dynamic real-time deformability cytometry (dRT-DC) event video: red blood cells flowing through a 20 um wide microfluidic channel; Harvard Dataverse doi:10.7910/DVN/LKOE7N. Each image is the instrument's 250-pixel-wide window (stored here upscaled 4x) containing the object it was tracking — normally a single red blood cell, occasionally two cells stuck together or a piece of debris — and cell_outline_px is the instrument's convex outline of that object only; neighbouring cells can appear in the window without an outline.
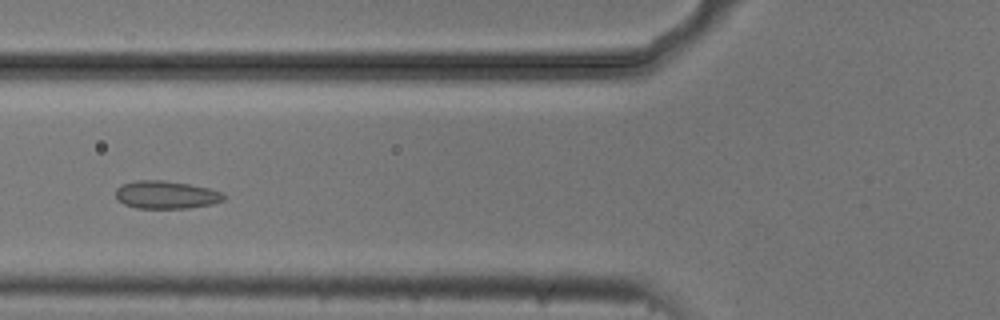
{"species": "common noctule bat (a hibernating species)", "species_latin": "Nyctalus noctula", "temperature_condition": "cold", "stored_images_in_passage": 6, "camera_frame_rate_fps": 3000, "um_per_image_px": 0.085, "animal": {"sex": "male", "body_mass_g": 20.5, "forearm_length_mm": 52.5}, "frame": {"image": 1, "passage_image": 6, "time_ms": 1.667, "image_size_px": [1000, 320], "cell_outline_px": [[228, 196], [224, 200], [212, 204], [188, 208], [136, 208], [124, 204], [116, 200], [116, 188], [120, 184], [136, 180], [164, 180], [188, 184], [208, 188], [220, 192]], "centroid_in_image_um": [14.09, 16.55], "position_along_channel_um": 111.7, "area_um2": 17.69}}